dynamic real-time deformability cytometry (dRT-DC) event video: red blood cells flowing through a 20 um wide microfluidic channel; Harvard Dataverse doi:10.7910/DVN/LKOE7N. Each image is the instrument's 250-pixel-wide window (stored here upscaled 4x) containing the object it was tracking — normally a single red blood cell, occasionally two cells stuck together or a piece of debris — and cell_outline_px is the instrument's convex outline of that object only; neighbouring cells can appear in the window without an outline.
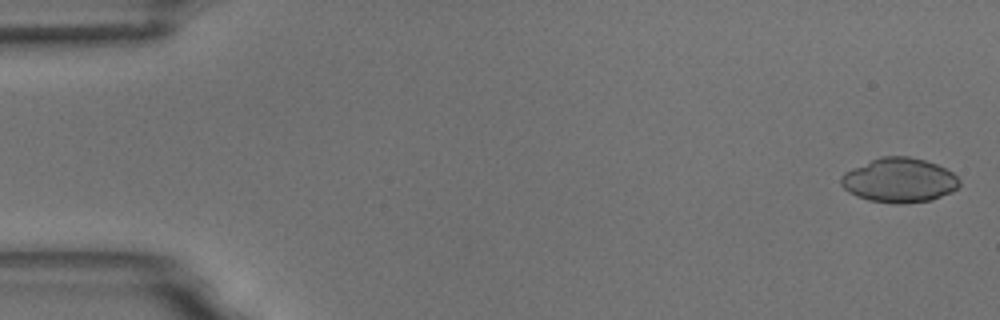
{"species": "common noctule bat (a hibernating species)", "species_latin": "Nyctalus noctula", "temperature_condition": "room temperature", "stored_images_in_passage": 5, "camera_frame_rate_fps": 3000, "um_per_image_px": 0.085, "animal": {"sex": "male", "body_mass_g": 18.8}, "frame": {"image": 1, "passage_image": 1, "time_ms": 0.0, "image_size_px": [1000, 320], "cell_outline_px": [[960, 184], [952, 192], [932, 200], [900, 204], [896, 204], [868, 200], [856, 196], [848, 192], [840, 184], [840, 176], [844, 172], [852, 168], [880, 156], [908, 156], [924, 160], [936, 164], [952, 172], [960, 180]], "centroid_in_image_um": [76.41, 15.33], "position_along_channel_um": 8.6, "area_um2": 30.81}}
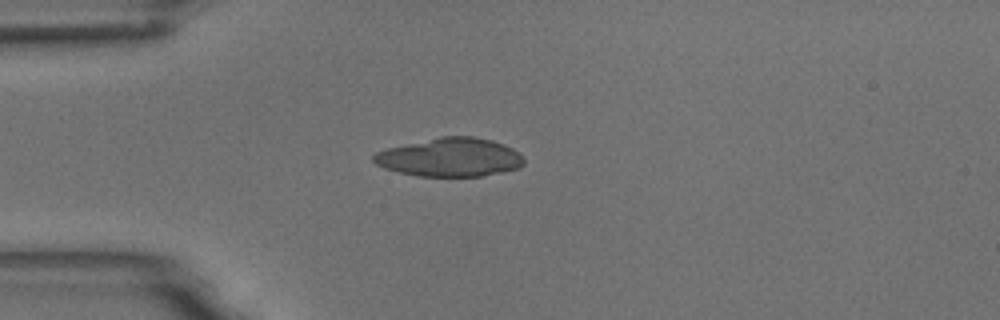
{"frame": {"image": 2, "passage_image": 5, "time_ms": 4.333, "image_size_px": [1000, 320], "cell_outline_px": [[524, 164], [520, 168], [504, 172], [480, 176], [416, 176], [384, 168], [376, 164], [372, 160], [372, 156], [376, 152], [388, 148], [440, 136], [472, 136], [492, 140], [504, 144], [512, 148], [524, 160]], "centroid_in_image_um": [38.25, 13.37], "position_along_channel_um": 46.7, "area_um2": 33.76}}